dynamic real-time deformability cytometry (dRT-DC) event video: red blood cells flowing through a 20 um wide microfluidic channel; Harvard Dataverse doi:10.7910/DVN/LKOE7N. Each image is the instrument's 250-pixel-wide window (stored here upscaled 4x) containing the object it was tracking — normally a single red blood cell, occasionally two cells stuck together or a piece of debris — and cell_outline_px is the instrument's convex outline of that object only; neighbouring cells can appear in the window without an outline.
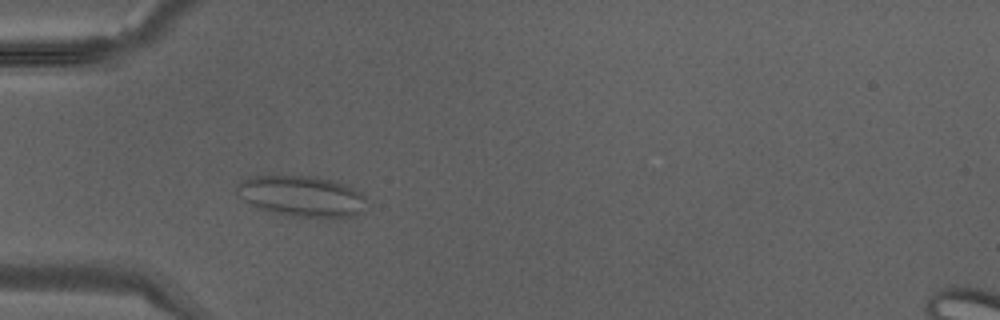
{"species": "Egyptian fruit bat (a non-hibernating species)", "species_latin": "Rousettus aegyptiacus", "temperature_condition": "warm", "stored_images_in_passage": 26, "camera_frame_rate_fps": 3000, "um_per_image_px": 0.085, "animal": {"sex": "male"}, "frame": {"image": 1, "passage_image": 6, "time_ms": 1.667, "image_size_px": [1000, 320], "cell_outline_px": [[364, 200], [356, 216], [296, 216], [268, 212], [244, 200], [236, 192], [236, 184], [252, 176], [312, 176], [332, 180], [364, 192]], "centroid_in_image_um": [25.59, 16.65], "position_along_channel_um": 59.4, "area_um2": 30.17}}
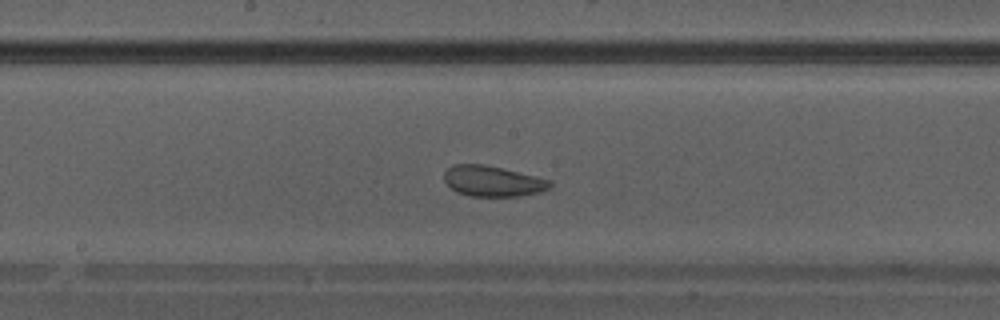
{"frame": {"image": 2, "passage_image": 15, "time_ms": 4.667, "image_size_px": [1000, 320], "cell_outline_px": [[552, 188], [540, 192], [520, 196], [472, 196], [456, 192], [444, 180], [444, 172], [452, 164], [484, 164], [552, 180]], "centroid_in_image_um": [41.9, 15.4], "position_along_channel_um": 206.3, "area_um2": 18.9}}
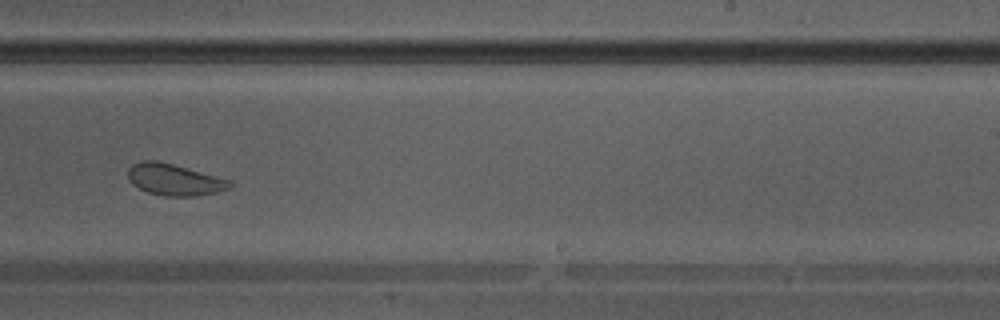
{"frame": {"image": 3, "passage_image": 19, "time_ms": 6.0, "image_size_px": [1000, 320], "cell_outline_px": [[236, 184], [228, 188], [216, 192], [196, 196], [164, 196], [148, 192], [132, 184], [128, 176], [128, 168], [132, 164], [144, 160], [156, 160], [172, 164], [232, 180]], "centroid_in_image_um": [14.84, 15.27], "position_along_channel_um": 274.2, "area_um2": 18.67}}